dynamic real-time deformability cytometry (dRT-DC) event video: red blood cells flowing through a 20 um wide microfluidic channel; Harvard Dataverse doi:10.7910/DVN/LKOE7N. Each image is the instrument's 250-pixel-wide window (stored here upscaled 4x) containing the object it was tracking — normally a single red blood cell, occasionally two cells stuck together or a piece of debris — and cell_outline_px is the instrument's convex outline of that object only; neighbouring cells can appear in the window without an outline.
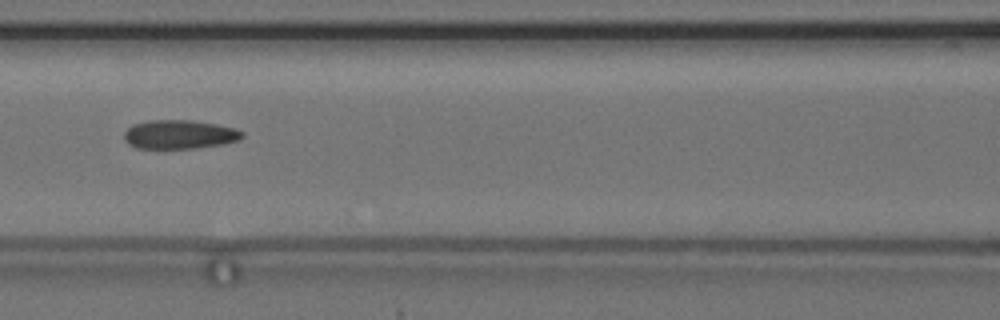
{"species": "common noctule bat (a hibernating species)", "species_latin": "Nyctalus noctula", "temperature_condition": "cold", "stored_images_in_passage": 7, "camera_frame_rate_fps": 3000, "um_per_image_px": 0.085, "animal": {"sex": "female", "body_mass_g": 24.6, "forearm_length_mm": 56.2}, "frame": {"image": 1, "passage_image": 6, "time_ms": 7.333, "image_size_px": [1000, 320], "cell_outline_px": [[244, 136], [240, 140], [224, 144], [196, 148], [136, 148], [128, 144], [124, 140], [124, 132], [132, 124], [152, 120], [192, 120], [216, 124], [232, 128], [244, 132]], "centroid_in_image_um": [15.25, 11.43], "position_along_channel_um": 151.3, "area_um2": 19.94}}